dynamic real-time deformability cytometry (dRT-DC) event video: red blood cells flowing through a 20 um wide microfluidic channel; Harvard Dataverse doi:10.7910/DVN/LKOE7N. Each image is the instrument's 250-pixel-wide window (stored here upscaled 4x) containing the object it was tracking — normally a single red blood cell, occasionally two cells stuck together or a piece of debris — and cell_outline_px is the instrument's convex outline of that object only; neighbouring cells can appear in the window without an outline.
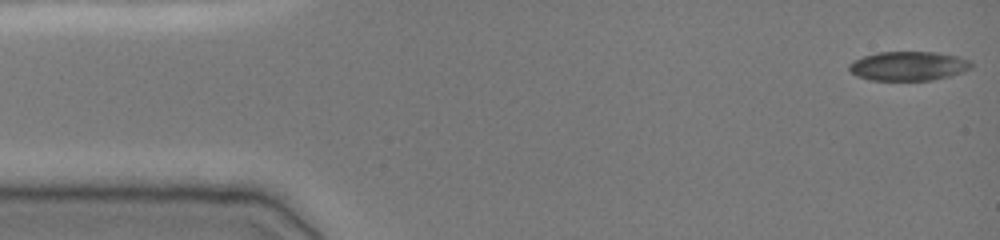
{"species": "common noctule bat (a hibernating species)", "species_latin": "Nyctalus noctula", "temperature_condition": "cold", "stored_images_in_passage": 49, "camera_frame_rate_fps": 3000, "um_per_image_px": 0.085, "animal": {"sex": "female", "body_mass_g": 19.0, "forearm_length_mm": 51.5}, "frame": {"image": 1, "passage_image": 1, "time_ms": 0.0, "image_size_px": [1000, 240], "cell_outline_px": [[972, 68], [964, 72], [952, 76], [932, 80], [872, 80], [856, 76], [848, 68], [848, 64], [852, 60], [876, 52], [936, 52], [956, 56], [972, 60]], "centroid_in_image_um": [77.24, 5.61], "position_along_channel_um": 7.8, "area_um2": 21.04}}
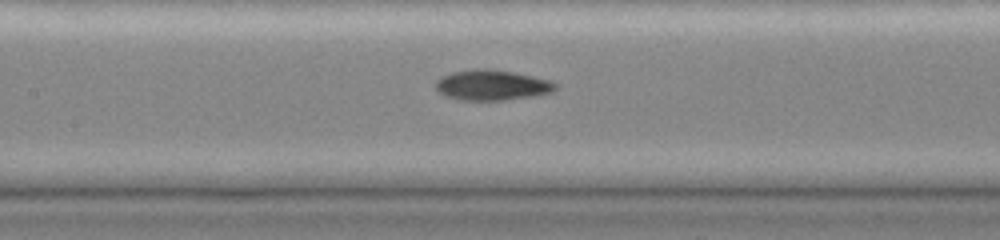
{"frame": {"image": 2, "passage_image": 22, "time_ms": 7.0, "image_size_px": [1000, 240], "cell_outline_px": [[556, 88], [552, 92], [536, 96], [504, 100], [460, 100], [448, 96], [440, 92], [436, 88], [436, 80], [440, 76], [452, 72], [472, 68], [492, 68], [552, 80], [556, 84]], "centroid_in_image_um": [41.82, 7.22], "position_along_channel_um": 165.6, "area_um2": 21.39}}
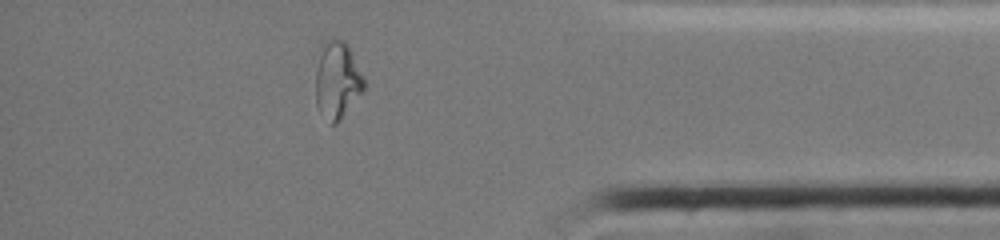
{"frame": {"image": 3, "passage_image": 42, "time_ms": 13.667, "image_size_px": [1000, 240], "cell_outline_px": [[364, 88], [340, 120], [336, 124], [332, 124], [320, 112], [316, 104], [316, 72], [320, 56], [328, 40], [340, 40], [348, 48], [364, 76]], "centroid_in_image_um": [28.67, 6.89], "position_along_channel_um": 406.5, "area_um2": 20.69}, "authors_computed_cell_mechanics": {"area_um2": 20.9814, "velocity_mm_per_s": 3.8586, "shape_relaxation_time_tau1_ms": null, "shape_relaxation_time_tau2_ms": 2.7468, "deformation_change_tau1": null, "deformation_change_tau2": 0.075}}